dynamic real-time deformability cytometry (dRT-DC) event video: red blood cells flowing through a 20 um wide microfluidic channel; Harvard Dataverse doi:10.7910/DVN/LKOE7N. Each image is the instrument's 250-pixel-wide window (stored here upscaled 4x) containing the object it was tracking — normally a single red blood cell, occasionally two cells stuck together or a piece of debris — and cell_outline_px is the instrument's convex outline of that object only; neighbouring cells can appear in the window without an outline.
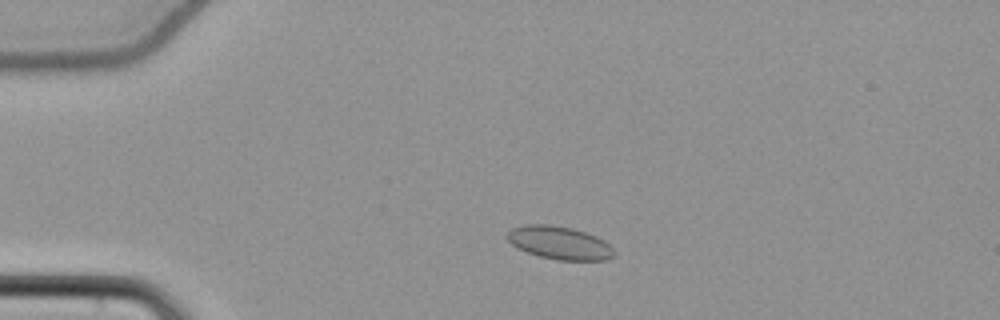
{"species": "common noctule bat (a hibernating species)", "species_latin": "Nyctalus noctula", "temperature_condition": "cold", "stored_images_in_passage": 50, "camera_frame_rate_fps": 3000, "um_per_image_px": 0.085, "animal": {"sex": "female", "body_mass_g": 22.7, "forearm_length_mm": 54.2}, "frame": {"image": 1, "passage_image": 8, "time_ms": 2.333, "image_size_px": [1000, 320], "cell_outline_px": [[616, 252], [608, 260], [556, 260], [540, 256], [516, 248], [504, 236], [512, 228], [528, 224], [548, 224], [572, 228], [596, 236], [604, 240]], "centroid_in_image_um": [47.54, 20.64], "position_along_channel_um": 37.5, "area_um2": 20.58}}
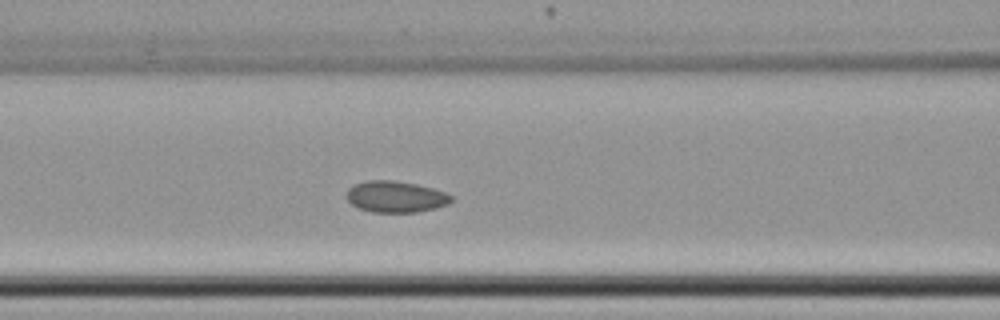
{"frame": {"image": 2, "passage_image": 19, "time_ms": 6.0, "image_size_px": [1000, 320], "cell_outline_px": [[452, 200], [448, 204], [436, 208], [416, 212], [372, 212], [360, 208], [352, 204], [348, 200], [348, 188], [352, 184], [368, 180], [392, 180], [416, 184], [432, 188], [444, 192], [452, 196]], "centroid_in_image_um": [33.63, 16.71], "position_along_channel_um": 133.0, "area_um2": 19.02}}
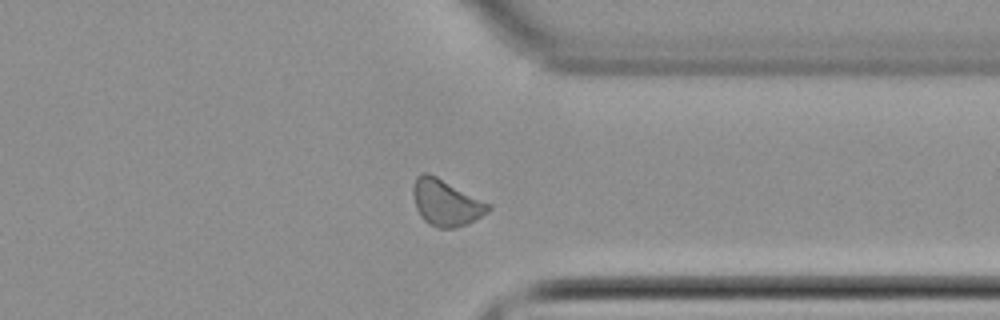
{"frame": {"image": 3, "passage_image": 38, "time_ms": 12.333, "image_size_px": [1000, 320], "cell_outline_px": [[492, 208], [488, 212], [468, 224], [456, 228], [436, 228], [428, 224], [420, 216], [416, 208], [412, 192], [412, 188], [416, 176], [424, 172], [436, 176], [492, 204]], "centroid_in_image_um": [37.92, 17.24], "position_along_channel_um": 373.5, "area_um2": 20.52}, "authors_computed_cell_mechanics": {"area_um2": 19.5653, "velocity_mm_per_s": 3.817, "shape_relaxation_time_tau1_ms": null, "shape_relaxation_time_tau2_ms": 5.4652, "deformation_change_tau1": null, "deformation_change_tau2": 0.0724}}